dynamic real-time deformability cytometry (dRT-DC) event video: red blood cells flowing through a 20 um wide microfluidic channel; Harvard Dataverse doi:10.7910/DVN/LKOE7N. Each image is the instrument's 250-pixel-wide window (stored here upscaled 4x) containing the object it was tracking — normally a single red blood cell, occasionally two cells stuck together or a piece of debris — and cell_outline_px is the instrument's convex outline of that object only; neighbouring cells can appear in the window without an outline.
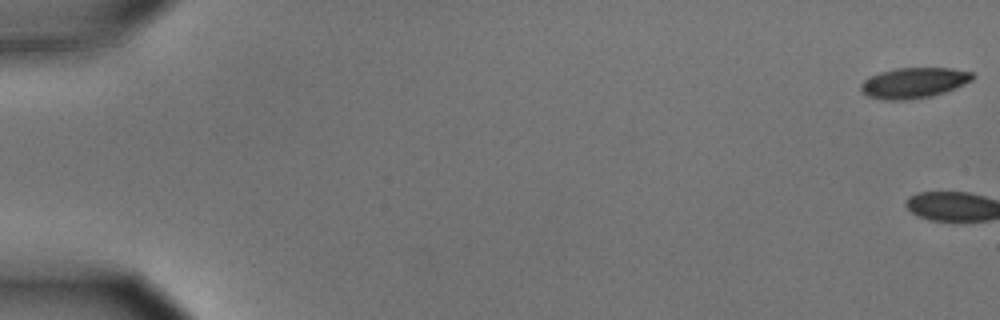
{"species": "common noctule bat (a hibernating species)", "species_latin": "Nyctalus noctula", "temperature_condition": "cold", "stored_images_in_passage": 3, "camera_frame_rate_fps": 3000, "um_per_image_px": 0.085, "animal": {"sex": "male", "body_mass_g": 15.6}, "frame": {"image": 1, "passage_image": 1, "time_ms": 0.0, "image_size_px": [1000, 320], "cell_outline_px": [[976, 76], [972, 80], [944, 92], [932, 96], [908, 100], [884, 100], [868, 96], [860, 88], [860, 84], [864, 80], [880, 72], [896, 68], [952, 68], [972, 72]], "centroid_in_image_um": [77.68, 7.04], "position_along_channel_um": 7.3, "area_um2": 19.77}}